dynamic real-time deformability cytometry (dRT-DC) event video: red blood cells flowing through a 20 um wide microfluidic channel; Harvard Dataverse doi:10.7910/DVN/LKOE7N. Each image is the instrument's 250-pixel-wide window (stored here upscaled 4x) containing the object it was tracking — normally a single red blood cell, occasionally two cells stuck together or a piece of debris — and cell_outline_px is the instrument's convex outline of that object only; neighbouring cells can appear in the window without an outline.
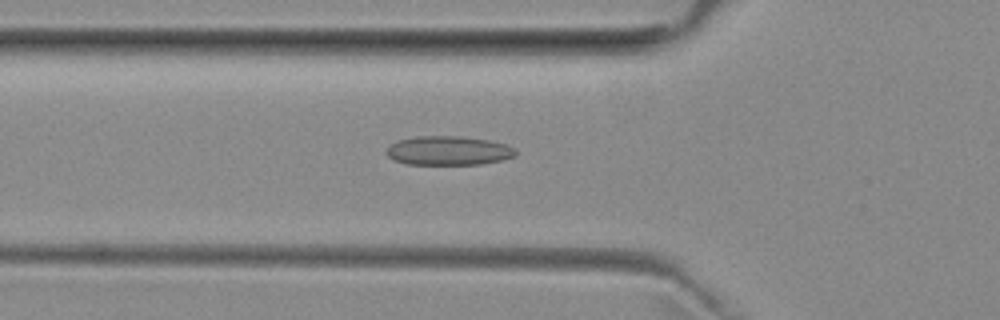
{"species": "common noctule bat (a hibernating species)", "species_latin": "Nyctalus noctula", "temperature_condition": "room temperature", "stored_images_in_passage": 49, "camera_frame_rate_fps": 3000, "um_per_image_px": 0.085, "animal": {"sex": "female", "body_mass_g": 29.2, "forearm_length_mm": 56.3}, "frame": {"image": 1, "passage_image": 15, "time_ms": 4.667, "image_size_px": [1000, 320], "cell_outline_px": [[516, 156], [500, 160], [480, 164], [408, 164], [396, 160], [388, 156], [388, 148], [392, 144], [400, 140], [416, 136], [460, 136], [488, 140], [508, 144], [516, 148]], "centroid_in_image_um": [38.19, 12.8], "position_along_channel_um": 87.6, "area_um2": 21.68}}
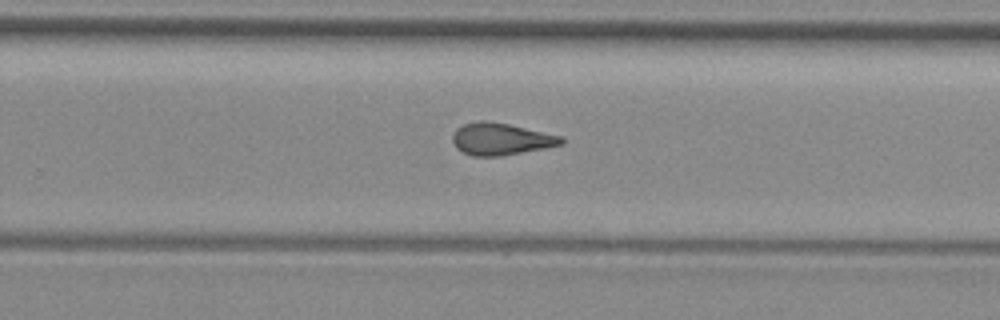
{"frame": {"image": 2, "passage_image": 30, "time_ms": 9.667, "image_size_px": [1000, 320], "cell_outline_px": [[564, 144], [544, 148], [500, 156], [472, 156], [456, 148], [452, 140], [452, 136], [464, 124], [480, 120], [484, 120], [508, 124], [564, 136]], "centroid_in_image_um": [42.61, 11.82], "position_along_channel_um": 287.2, "area_um2": 20.11}}
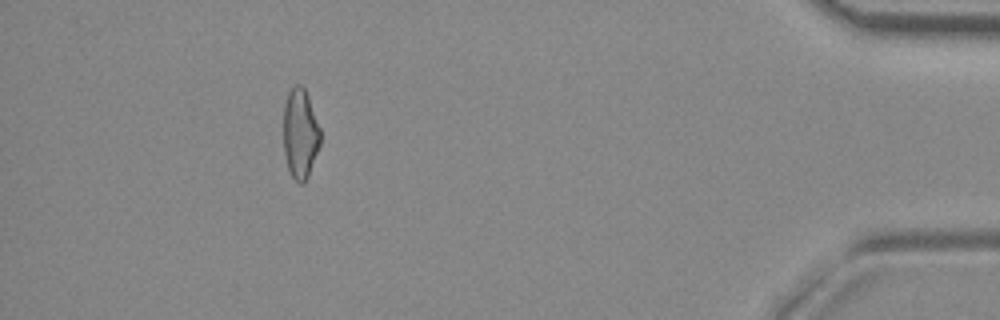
{"frame": {"image": 3, "passage_image": 44, "time_ms": 14.333, "image_size_px": [1000, 320], "cell_outline_px": [[320, 144], [308, 176], [304, 184], [300, 184], [292, 176], [288, 168], [284, 152], [284, 104], [288, 92], [296, 84], [300, 84], [304, 88], [308, 96], [320, 128]], "centroid_in_image_um": [25.52, 11.36], "position_along_channel_um": 409.7, "area_um2": 19.19}, "authors_computed_cell_mechanics": {"area_um2": 20.2878, "velocity_mm_per_s": 3.9842, "shape_relaxation_time_tau1_ms": null, "shape_relaxation_time_tau2_ms": 4.0462, "deformation_change_tau1": null, "deformation_change_tau2": 0.0972}}